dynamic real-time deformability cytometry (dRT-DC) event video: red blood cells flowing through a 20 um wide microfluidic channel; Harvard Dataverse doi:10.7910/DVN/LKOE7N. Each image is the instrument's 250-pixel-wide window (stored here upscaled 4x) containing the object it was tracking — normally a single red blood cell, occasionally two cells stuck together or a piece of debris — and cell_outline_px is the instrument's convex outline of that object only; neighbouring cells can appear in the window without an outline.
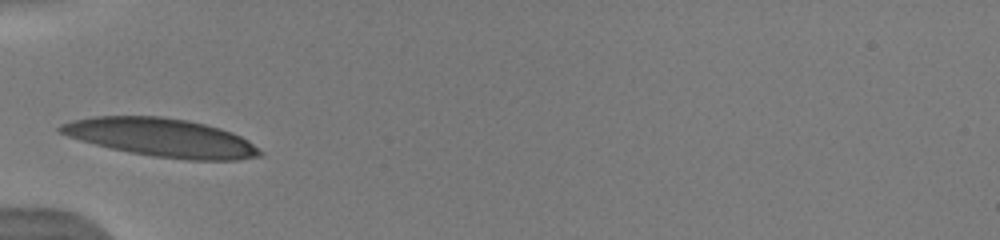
{"species": "human", "species_latin": "Homo sapiens", "temperature_condition": "warm", "stored_images_in_passage": 25, "camera_frame_rate_fps": 3000, "um_per_image_px": 0.085, "donor": {"sex": "male"}, "frame": {"image": 1, "passage_image": 1, "time_ms": 0.0, "image_size_px": [1000, 240], "cell_outline_px": [[264, 152], [260, 156], [236, 160], [188, 160], [152, 156], [112, 148], [80, 140], [68, 136], [60, 132], [56, 128], [60, 124], [72, 120], [92, 116], [160, 116], [188, 120], [220, 128], [232, 132], [248, 140]], "centroid_in_image_um": [13.73, 11.69], "position_along_channel_um": 71.3, "area_um2": 44.45}, "authors_computed_cell_mechanics": {"area_um2": 41.327, "velocity_mm_per_s": 3.9121, "shape_relaxation_time_tau1_ms": 2.1783, "shape_relaxation_time_tau2_ms": 4.0761, "deformation_change_tau1": 0.1213, "deformation_change_tau2": 0.1318}}